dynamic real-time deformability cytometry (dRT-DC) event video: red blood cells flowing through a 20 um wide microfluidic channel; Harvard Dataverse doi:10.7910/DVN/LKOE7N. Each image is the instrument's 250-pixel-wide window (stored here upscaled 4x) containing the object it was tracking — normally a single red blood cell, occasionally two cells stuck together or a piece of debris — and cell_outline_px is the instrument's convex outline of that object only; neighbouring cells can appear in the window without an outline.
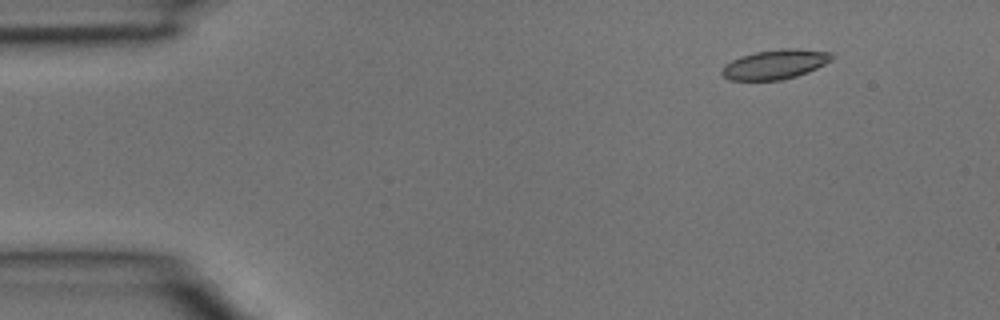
{"species": "common noctule bat (a hibernating species)", "species_latin": "Nyctalus noctula", "temperature_condition": "room temperature", "stored_images_in_passage": 4, "camera_frame_rate_fps": 3000, "um_per_image_px": 0.085, "animal": {"sex": "male", "body_mass_g": 15.6}, "frame": {"image": 1, "passage_image": 2, "time_ms": 0.333, "image_size_px": [1000, 320], "cell_outline_px": [[836, 56], [832, 60], [808, 72], [796, 76], [780, 80], [728, 80], [720, 72], [724, 64], [740, 56], [756, 52], [780, 48], [796, 48], [832, 52]], "centroid_in_image_um": [65.9, 5.46], "position_along_channel_um": 19.1, "area_um2": 19.07}}
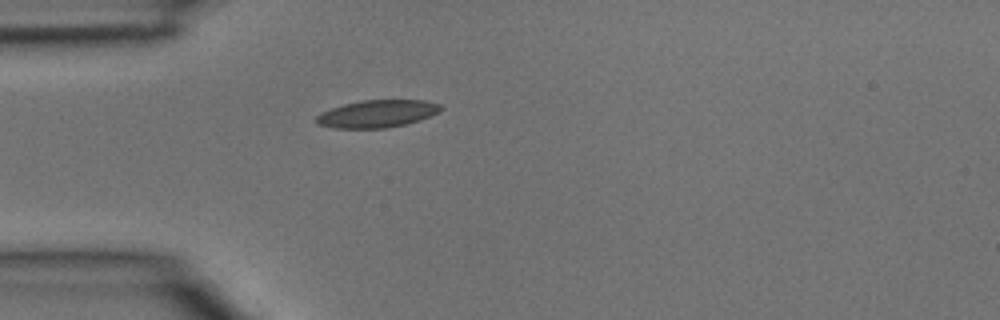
{"frame": {"image": 2, "passage_image": 4, "time_ms": 1.0, "image_size_px": [1000, 320], "cell_outline_px": [[444, 108], [440, 112], [420, 120], [408, 124], [384, 128], [336, 128], [316, 124], [316, 116], [320, 112], [344, 104], [360, 100], [424, 100], [440, 104]], "centroid_in_image_um": [32.08, 9.67], "position_along_channel_um": 52.9, "area_um2": 20.06}}